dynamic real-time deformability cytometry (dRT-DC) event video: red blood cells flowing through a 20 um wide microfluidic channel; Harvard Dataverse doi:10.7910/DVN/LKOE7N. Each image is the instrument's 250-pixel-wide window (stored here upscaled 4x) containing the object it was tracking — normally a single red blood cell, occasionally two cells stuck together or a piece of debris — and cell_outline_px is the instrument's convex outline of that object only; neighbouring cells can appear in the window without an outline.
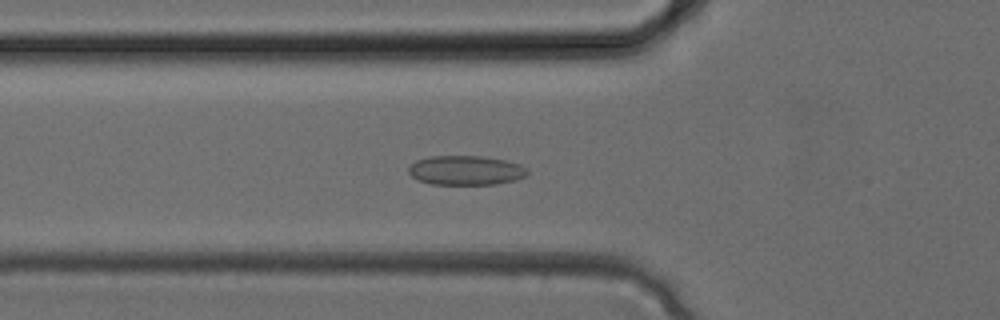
{"species": "common noctule bat (a hibernating species)", "species_latin": "Nyctalus noctula", "temperature_condition": "cold", "stored_images_in_passage": 29, "camera_frame_rate_fps": 3000, "um_per_image_px": 0.085, "animal": {"sex": "female", "body_mass_g": 24.6, "forearm_length_mm": 56.2}, "frame": {"image": 1, "passage_image": 7, "time_ms": 2.0, "image_size_px": [1000, 320], "cell_outline_px": [[528, 172], [524, 176], [512, 180], [496, 184], [432, 184], [416, 180], [408, 172], [408, 168], [416, 160], [432, 156], [484, 156], [504, 160], [520, 164], [528, 168]], "centroid_in_image_um": [39.57, 14.47], "position_along_channel_um": 86.2, "area_um2": 20.29}}
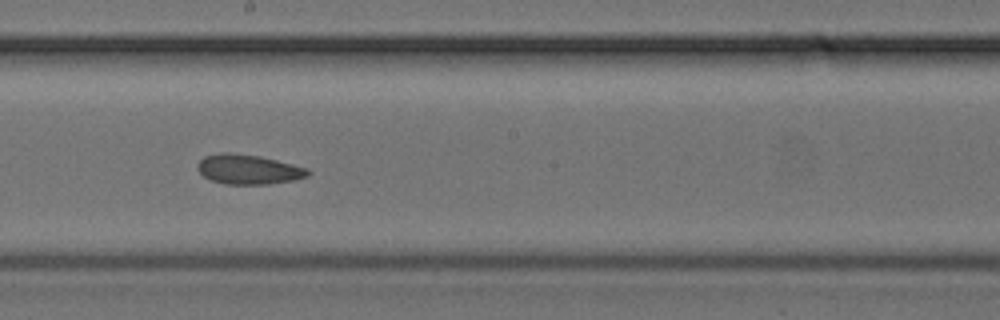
{"frame": {"image": 2, "passage_image": 14, "time_ms": 4.333, "image_size_px": [1000, 320], "cell_outline_px": [[312, 172], [308, 176], [296, 180], [268, 184], [224, 184], [208, 180], [196, 168], [196, 164], [204, 156], [220, 152], [228, 152], [260, 156], [308, 168]], "centroid_in_image_um": [21.1, 14.4], "position_along_channel_um": 227.1, "area_um2": 19.36}}
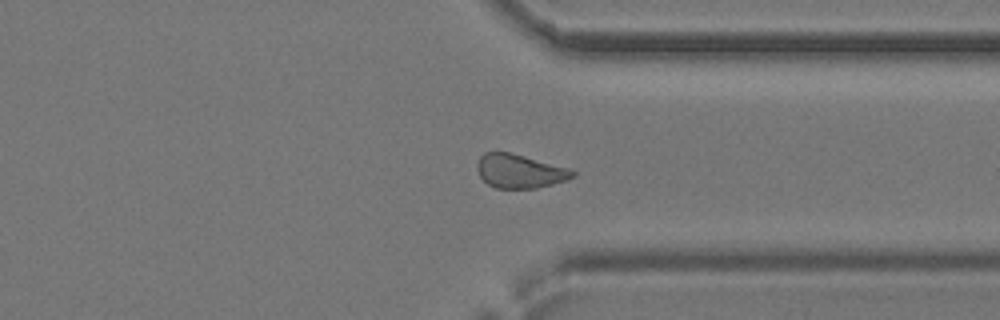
{"frame": {"image": 3, "passage_image": 21, "time_ms": 6.667, "image_size_px": [1000, 320], "cell_outline_px": [[576, 176], [568, 180], [536, 188], [496, 188], [488, 184], [480, 176], [476, 168], [476, 164], [480, 156], [484, 152], [508, 152], [524, 156], [568, 168], [576, 172]], "centroid_in_image_um": [44.17, 14.55], "position_along_channel_um": 367.2, "area_um2": 18.73}}